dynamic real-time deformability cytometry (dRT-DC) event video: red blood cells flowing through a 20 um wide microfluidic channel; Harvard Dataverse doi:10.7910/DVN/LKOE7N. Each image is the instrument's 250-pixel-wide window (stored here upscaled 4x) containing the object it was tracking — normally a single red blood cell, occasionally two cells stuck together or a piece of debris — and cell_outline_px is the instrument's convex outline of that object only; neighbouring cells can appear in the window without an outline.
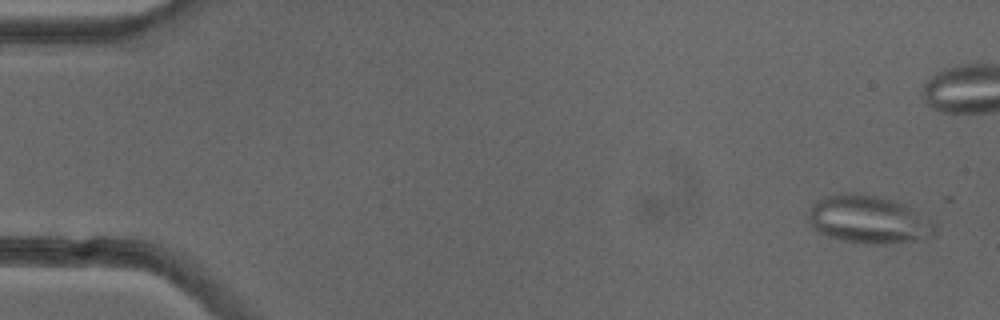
{"species": "common noctule bat (a hibernating species)", "species_latin": "Nyctalus noctula", "temperature_condition": "cold", "stored_images_in_passage": 6, "camera_frame_rate_fps": 3000, "um_per_image_px": 0.085, "animal": {"sex": "female"}, "frame": {"image": 1, "passage_image": 2, "time_ms": 0.333, "image_size_px": [1000, 320], "cell_outline_px": [[936, 236], [916, 240], [884, 244], [868, 244], [844, 240], [828, 236], [812, 228], [808, 220], [808, 212], [812, 204], [816, 200], [824, 196], [840, 192], [856, 192], [876, 196], [892, 200], [904, 204], [912, 208], [932, 220], [936, 228]], "centroid_in_image_um": [73.82, 18.64], "position_along_channel_um": 11.2, "area_um2": 35.66}}